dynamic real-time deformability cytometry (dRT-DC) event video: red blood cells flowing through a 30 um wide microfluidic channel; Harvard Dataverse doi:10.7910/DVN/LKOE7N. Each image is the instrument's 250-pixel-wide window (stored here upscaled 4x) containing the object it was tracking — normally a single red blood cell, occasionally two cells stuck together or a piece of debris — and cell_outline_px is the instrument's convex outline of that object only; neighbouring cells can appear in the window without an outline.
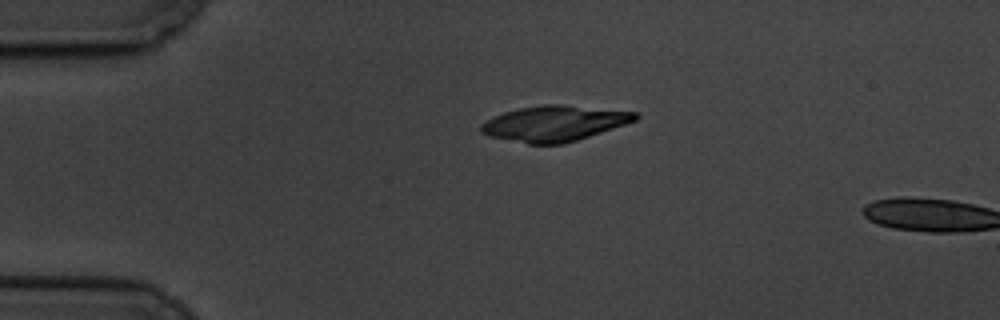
{"species": "common noctule bat (a hibernating species)", "species_latin": "Nyctalus noctula", "temperature_condition": "cold", "stored_images_in_passage": 2, "camera_frame_rate_fps": 3000, "um_per_image_px": 0.085, "animal": {"sex": "male", "body_mass_g": 19.5, "forearm_length_mm": 54.6}, "frame": {"image": 1, "passage_image": 1, "time_ms": 0.0, "image_size_px": [1000, 320], "cell_outline_px": [[640, 116], [636, 120], [564, 144], [528, 144], [488, 136], [480, 132], [480, 124], [492, 116], [504, 112], [520, 108], [544, 104], [564, 104], [636, 112]], "centroid_in_image_um": [47.07, 10.48], "position_along_channel_um": 37.9, "area_um2": 31.85}}